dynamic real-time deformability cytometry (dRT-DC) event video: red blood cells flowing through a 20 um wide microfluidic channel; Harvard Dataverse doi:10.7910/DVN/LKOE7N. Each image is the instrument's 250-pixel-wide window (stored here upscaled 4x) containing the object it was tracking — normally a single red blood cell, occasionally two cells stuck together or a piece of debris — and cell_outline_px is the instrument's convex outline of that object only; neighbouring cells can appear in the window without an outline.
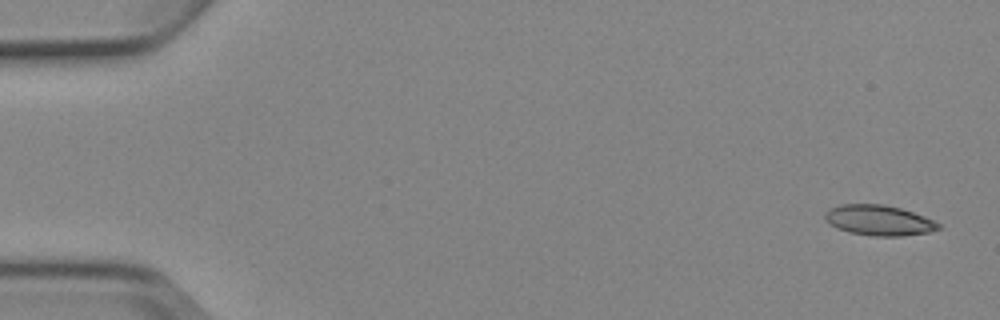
{"species": "Egyptian fruit bat (a non-hibernating species)", "species_latin": "Rousettus aegyptiacus", "temperature_condition": "cold", "stored_images_in_passage": 5, "camera_frame_rate_fps": 3000, "um_per_image_px": 0.085, "animal": {"sex": "female"}, "frame": {"image": 1, "passage_image": 1, "time_ms": 0.0, "image_size_px": [1000, 320], "cell_outline_px": [[940, 228], [928, 232], [904, 236], [876, 236], [848, 232], [836, 228], [824, 220], [824, 216], [832, 208], [840, 204], [884, 204], [900, 208], [924, 216], [940, 224]], "centroid_in_image_um": [74.69, 18.73], "position_along_channel_um": 10.3, "area_um2": 19.94}}
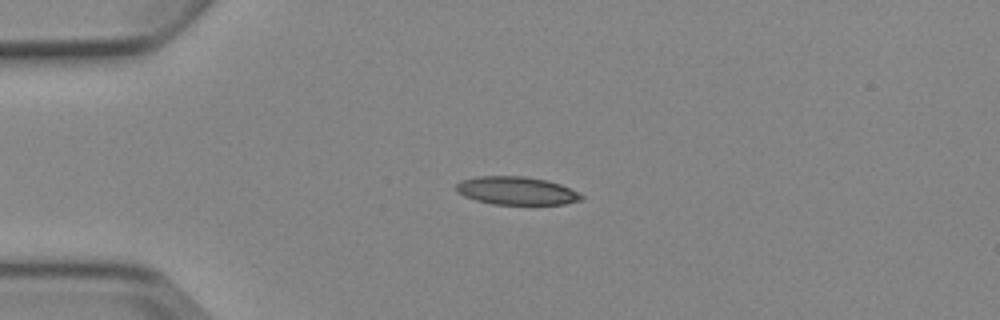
{"frame": {"image": 2, "passage_image": 4, "time_ms": 3.667, "image_size_px": [1000, 320], "cell_outline_px": [[584, 200], [564, 204], [492, 204], [476, 200], [464, 196], [456, 192], [456, 184], [460, 180], [476, 176], [524, 176], [548, 180], [560, 184], [584, 196]], "centroid_in_image_um": [43.88, 16.21], "position_along_channel_um": 41.1, "area_um2": 20.58}}